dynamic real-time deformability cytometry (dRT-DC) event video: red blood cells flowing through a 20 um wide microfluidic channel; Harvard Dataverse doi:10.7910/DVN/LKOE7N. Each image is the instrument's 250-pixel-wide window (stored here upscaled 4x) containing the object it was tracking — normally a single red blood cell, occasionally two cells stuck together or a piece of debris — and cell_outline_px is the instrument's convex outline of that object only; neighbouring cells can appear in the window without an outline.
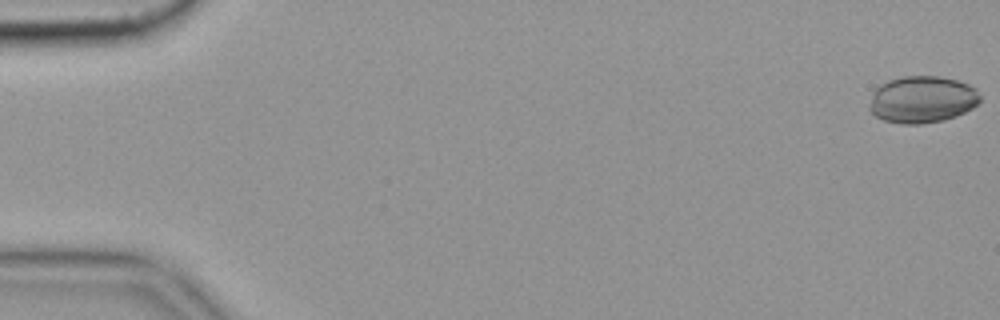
{"species": "common noctule bat (a hibernating species)", "species_latin": "Nyctalus noctula", "temperature_condition": "cold", "stored_images_in_passage": 57, "camera_frame_rate_fps": 3000, "um_per_image_px": 0.085, "animal": {"sex": "female", "body_mass_g": 19.9}, "frame": {"image": 1, "passage_image": 1, "time_ms": 0.0, "image_size_px": [1000, 320], "cell_outline_px": [[980, 100], [972, 108], [956, 116], [944, 120], [920, 124], [900, 124], [884, 120], [876, 116], [868, 108], [868, 104], [872, 92], [880, 84], [888, 80], [904, 76], [940, 76], [956, 80], [968, 84], [976, 88], [980, 96]], "centroid_in_image_um": [78.36, 8.45], "position_along_channel_um": 6.6, "area_um2": 30.46}}
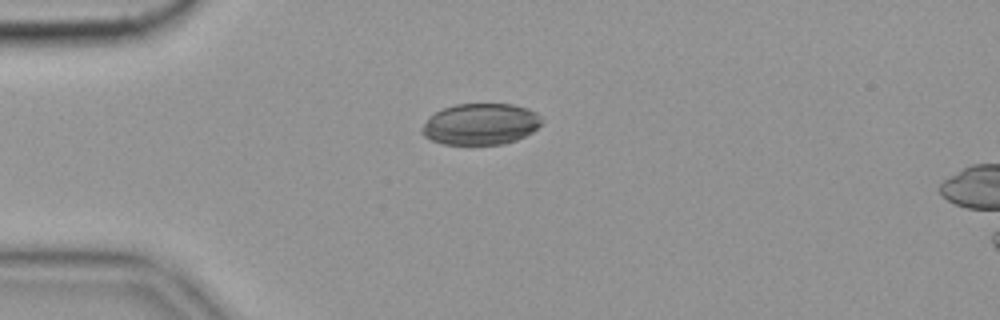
{"frame": {"image": 2, "passage_image": 15, "time_ms": 4.667, "image_size_px": [1000, 320], "cell_outline_px": [[544, 120], [532, 132], [516, 140], [504, 144], [444, 144], [432, 140], [424, 136], [420, 132], [420, 128], [428, 116], [444, 108], [456, 104], [512, 104], [528, 108], [536, 112]], "centroid_in_image_um": [40.83, 10.54], "position_along_channel_um": 44.2, "area_um2": 28.96}}
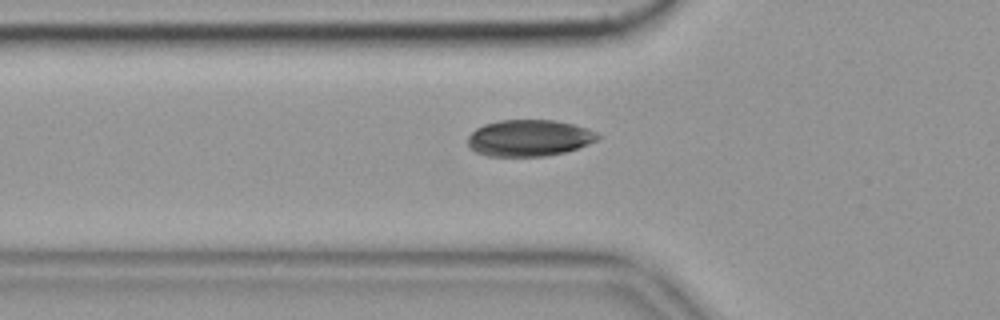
{"frame": {"image": 3, "passage_image": 20, "time_ms": 6.333, "image_size_px": [1000, 320], "cell_outline_px": [[604, 136], [600, 140], [564, 152], [548, 156], [488, 156], [476, 152], [468, 144], [468, 136], [476, 128], [484, 124], [500, 120], [556, 120], [588, 128]], "centroid_in_image_um": [45.02, 11.72], "position_along_channel_um": 80.8, "area_um2": 27.8}, "authors_computed_cell_mechanics": {"area_um2": 28.9578, "velocity_mm_per_s": 3.5321, "shape_relaxation_time_tau1_ms": 2.2908, "shape_relaxation_time_tau2_ms": null, "deformation_change_tau1": 0.0329, "deformation_change_tau2": null}}